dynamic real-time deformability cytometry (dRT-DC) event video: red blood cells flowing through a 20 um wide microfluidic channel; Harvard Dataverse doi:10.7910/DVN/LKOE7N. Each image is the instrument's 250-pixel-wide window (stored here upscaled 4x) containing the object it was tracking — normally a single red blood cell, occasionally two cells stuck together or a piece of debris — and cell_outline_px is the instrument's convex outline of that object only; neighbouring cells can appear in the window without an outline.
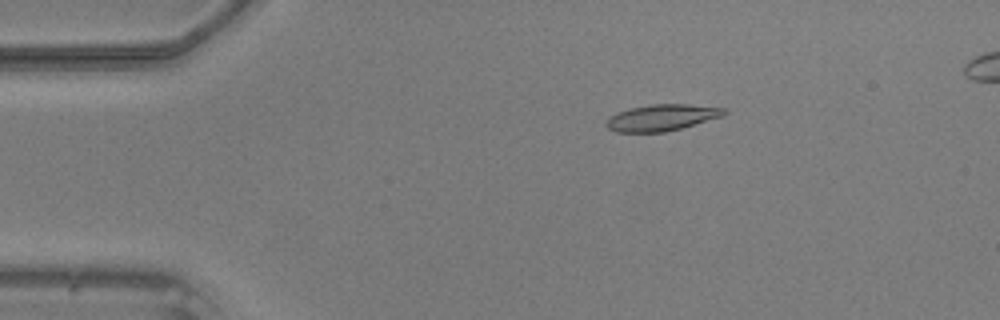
{"species": "common noctule bat (a hibernating species)", "species_latin": "Nyctalus noctula", "temperature_condition": "warm", "stored_images_in_passage": 46, "segment_of_instrument_passage": [1, 2], "camera_frame_rate_fps": 3000, "um_per_image_px": 0.085, "animal": {"sex": "male", "body_mass_g": 20.5, "forearm_length_mm": 52.5}, "frame": {"image": 1, "passage_image": 5, "time_ms": 1.333, "image_size_px": [1000, 320], "cell_outline_px": [[728, 112], [724, 116], [680, 128], [664, 132], [616, 132], [608, 128], [604, 124], [608, 116], [616, 112], [632, 108], [652, 104], [688, 104], [728, 108]], "centroid_in_image_um": [56.26, 9.99], "position_along_channel_um": 28.7, "area_um2": 18.26}}
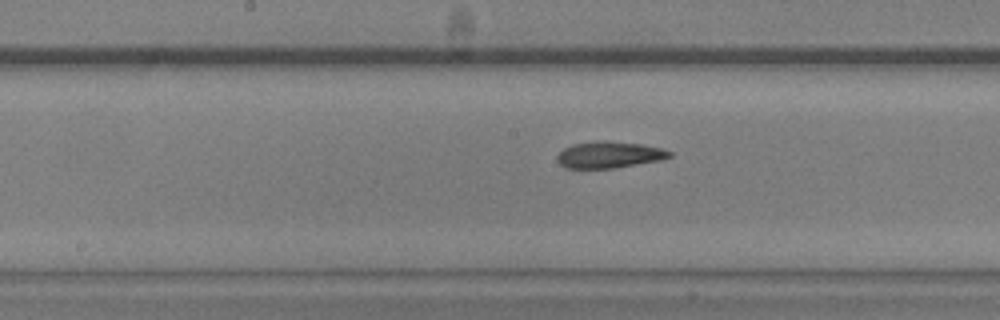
{"frame": {"image": 2, "passage_image": 21, "time_ms": 6.667, "image_size_px": [1000, 320], "cell_outline_px": [[672, 156], [660, 160], [616, 168], [564, 168], [556, 160], [556, 156], [564, 148], [572, 144], [600, 140], [604, 140], [644, 144], [660, 148], [672, 152]], "centroid_in_image_um": [51.77, 13.15], "position_along_channel_um": 196.4, "area_um2": 17.51}}
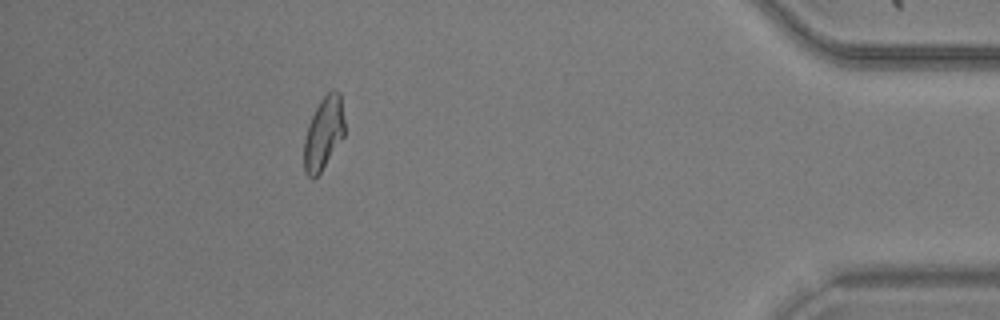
{"frame": {"image": 3, "passage_image": 40, "time_ms": 13.0, "image_size_px": [1000, 320], "cell_outline_px": [[344, 136], [320, 172], [312, 180], [304, 172], [304, 140], [308, 124], [320, 100], [332, 88], [336, 88], [340, 92], [344, 120]], "centroid_in_image_um": [27.5, 11.3], "position_along_channel_um": 407.7, "area_um2": 17.17}}